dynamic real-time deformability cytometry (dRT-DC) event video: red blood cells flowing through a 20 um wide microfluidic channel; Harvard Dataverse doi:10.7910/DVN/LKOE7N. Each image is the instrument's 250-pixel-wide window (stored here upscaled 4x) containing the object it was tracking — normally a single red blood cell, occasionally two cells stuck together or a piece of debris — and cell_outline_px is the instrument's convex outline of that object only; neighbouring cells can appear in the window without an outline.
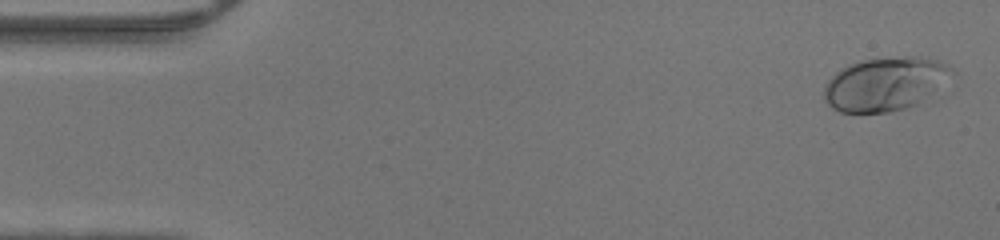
{"species": "human", "species_latin": "Homo sapiens", "temperature_condition": "warm", "stored_images_in_passage": 47, "camera_frame_rate_fps": 3000, "um_per_image_px": 0.085, "donor": {"sex": "male"}, "frame": {"image": 1, "passage_image": 2, "time_ms": 0.333, "image_size_px": [1000, 240], "cell_outline_px": [[956, 72], [916, 104], [908, 108], [888, 112], [840, 112], [832, 108], [824, 100], [824, 88], [828, 80], [840, 68], [848, 64], [860, 60], [908, 56], [916, 56], [940, 60], [948, 64]], "centroid_in_image_um": [75.21, 7.12], "position_along_channel_um": 9.8, "area_um2": 39.71}}
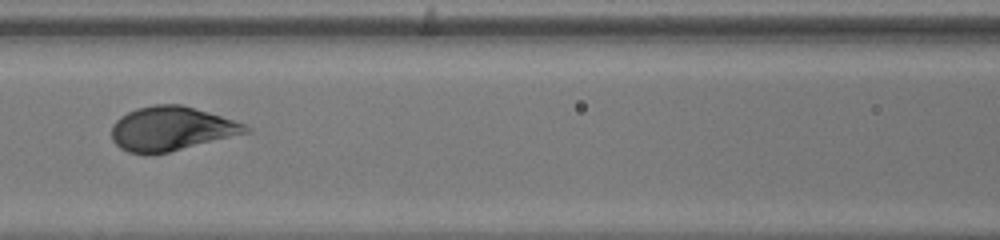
{"frame": {"image": 2, "passage_image": 21, "time_ms": 6.667, "image_size_px": [1000, 240], "cell_outline_px": [[252, 132], [168, 152], [148, 156], [144, 156], [128, 152], [120, 148], [112, 140], [112, 124], [120, 116], [136, 108], [152, 104], [180, 104], [208, 112], [244, 124], [252, 128]], "centroid_in_image_um": [14.53, 10.96], "position_along_channel_um": 152.1, "area_um2": 34.74}}
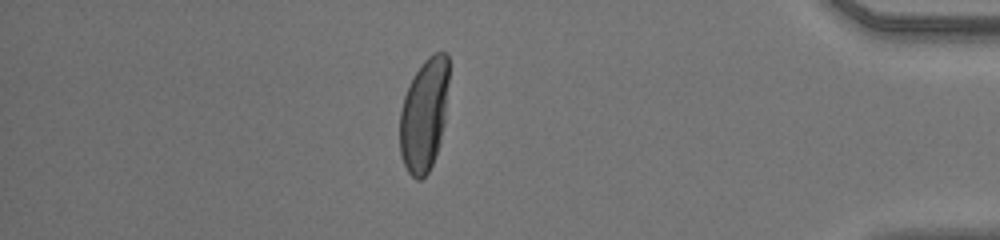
{"frame": {"image": 3, "passage_image": 41, "time_ms": 13.333, "image_size_px": [1000, 240], "cell_outline_px": [[448, 80], [444, 124], [440, 140], [432, 164], [428, 172], [420, 180], [416, 180], [408, 172], [404, 164], [400, 152], [400, 112], [404, 96], [416, 72], [424, 60], [428, 56], [436, 52], [448, 52]], "centroid_in_image_um": [36.05, 9.76], "position_along_channel_um": 399.2, "area_um2": 31.96}}